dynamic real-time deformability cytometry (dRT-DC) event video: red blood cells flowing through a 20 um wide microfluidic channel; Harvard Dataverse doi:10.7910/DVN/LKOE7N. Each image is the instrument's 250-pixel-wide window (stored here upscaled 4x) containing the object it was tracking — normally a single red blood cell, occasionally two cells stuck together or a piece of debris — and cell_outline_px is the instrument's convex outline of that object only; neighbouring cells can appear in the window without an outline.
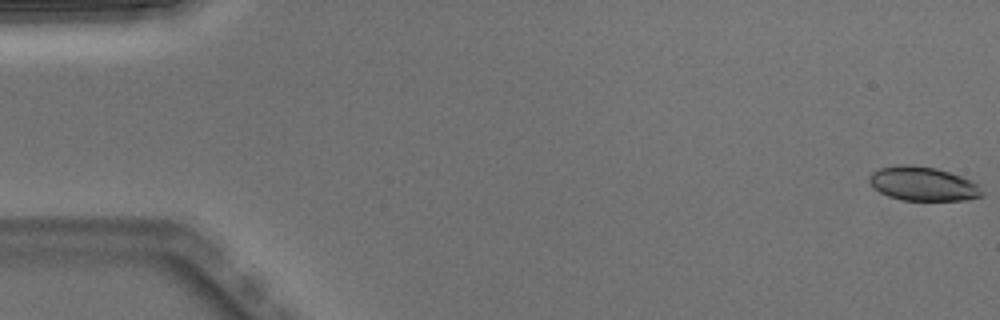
{"species": "Egyptian fruit bat (a non-hibernating species)", "species_latin": "Rousettus aegyptiacus", "temperature_condition": "warm", "stored_images_in_passage": 5, "camera_frame_rate_fps": 3000, "um_per_image_px": 0.085, "animal": {"sex": "male"}, "frame": {"image": 1, "passage_image": 1, "time_ms": 0.0, "image_size_px": [1000, 320], "cell_outline_px": [[984, 196], [968, 200], [900, 200], [888, 196], [880, 192], [868, 180], [868, 176], [872, 172], [880, 168], [900, 164], [912, 164], [936, 168], [972, 180], [980, 184], [984, 192]], "centroid_in_image_um": [78.5, 15.62], "position_along_channel_um": 6.5, "area_um2": 22.6}}
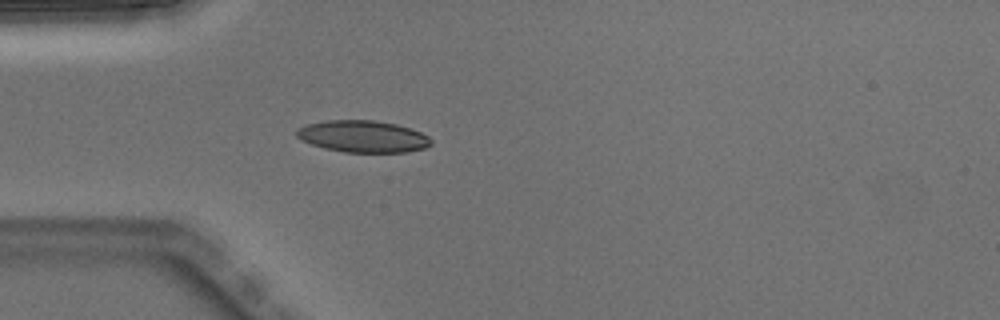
{"frame": {"image": 2, "passage_image": 5, "time_ms": 1.333, "image_size_px": [1000, 320], "cell_outline_px": [[432, 144], [424, 148], [408, 152], [344, 152], [324, 148], [312, 144], [296, 136], [296, 128], [304, 124], [324, 120], [372, 120], [396, 124], [420, 132], [428, 136], [432, 140]], "centroid_in_image_um": [30.82, 11.59], "position_along_channel_um": 54.2, "area_um2": 24.97}}